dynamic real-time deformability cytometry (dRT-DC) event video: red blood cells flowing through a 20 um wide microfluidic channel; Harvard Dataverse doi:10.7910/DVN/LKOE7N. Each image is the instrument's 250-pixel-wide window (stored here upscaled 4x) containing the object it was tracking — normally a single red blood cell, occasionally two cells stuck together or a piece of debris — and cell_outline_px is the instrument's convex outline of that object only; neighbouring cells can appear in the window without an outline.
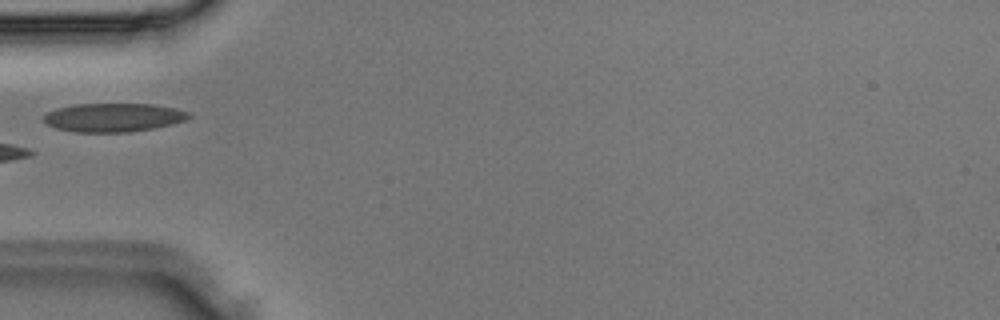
{"species": "Egyptian fruit bat (a non-hibernating species)", "species_latin": "Rousettus aegyptiacus", "temperature_condition": "room temperature", "stored_images_in_passage": 3, "camera_frame_rate_fps": 3000, "um_per_image_px": 0.085, "animal": {"sex": "male"}, "frame": {"image": 1, "passage_image": 3, "time_ms": 0.667, "image_size_px": [1000, 320], "cell_outline_px": [[192, 116], [184, 120], [172, 124], [152, 128], [128, 132], [72, 132], [56, 128], [44, 124], [44, 116], [48, 112], [56, 108], [76, 104], [152, 104], [176, 108], [192, 112]], "centroid_in_image_um": [9.64, 9.98], "position_along_channel_um": 75.4, "area_um2": 24.33}}